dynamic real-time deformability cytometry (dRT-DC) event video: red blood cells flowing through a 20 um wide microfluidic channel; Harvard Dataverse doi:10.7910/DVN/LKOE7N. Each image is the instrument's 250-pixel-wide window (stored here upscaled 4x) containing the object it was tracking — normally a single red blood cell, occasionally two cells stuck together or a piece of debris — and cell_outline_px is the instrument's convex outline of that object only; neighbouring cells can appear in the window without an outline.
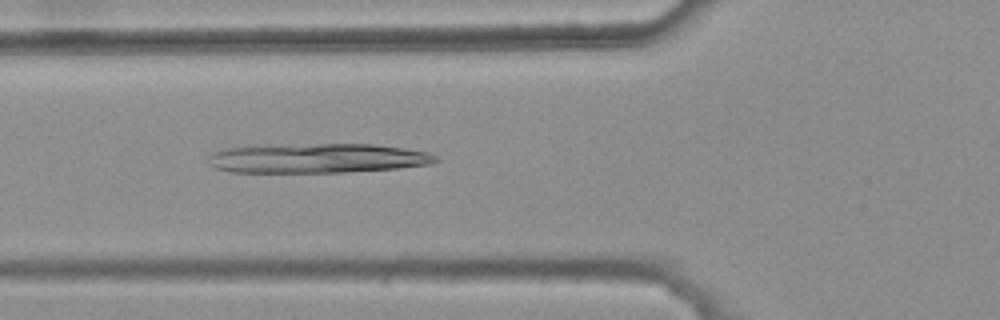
{"species": "common noctule bat (a hibernating species)", "species_latin": "Nyctalus noctula", "temperature_condition": "warm", "stored_images_in_passage": 46, "camera_frame_rate_fps": 3000, "um_per_image_px": 0.085, "animal": {"sex": "female", "body_mass_g": 25.1}, "frame": {"image": 1, "passage_image": 19, "time_ms": 6.0, "image_size_px": [1000, 320], "cell_outline_px": [[440, 160], [428, 164], [396, 168], [344, 172], [232, 172], [212, 168], [208, 164], [208, 156], [212, 152], [224, 148], [268, 144], [372, 144], [404, 148], [428, 152], [436, 156]], "centroid_in_image_um": [26.88, 13.44], "position_along_channel_um": 98.9, "area_um2": 39.54}}
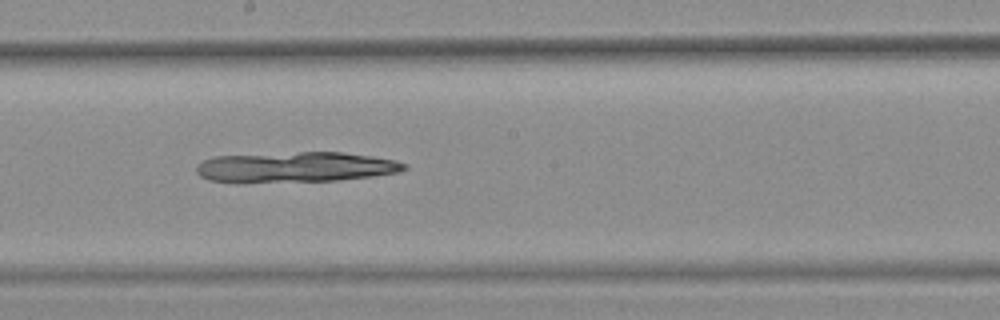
{"frame": {"image": 2, "passage_image": 29, "time_ms": 9.333, "image_size_px": [1000, 320], "cell_outline_px": [[408, 168], [400, 172], [372, 176], [336, 180], [240, 184], [208, 180], [200, 176], [196, 172], [196, 164], [204, 160], [216, 156], [300, 152], [344, 152], [372, 156], [396, 160], [408, 164]], "centroid_in_image_um": [25.08, 14.22], "position_along_channel_um": 223.1, "area_um2": 37.51}}
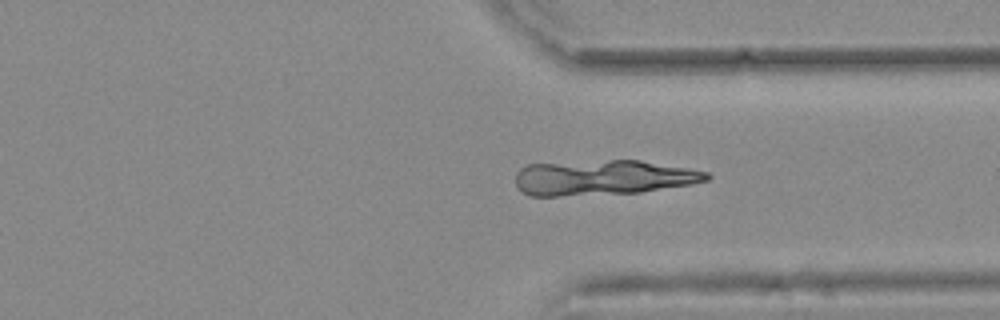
{"frame": {"image": 3, "passage_image": 40, "time_ms": 13.0, "image_size_px": [1000, 320], "cell_outline_px": [[712, 176], [708, 180], [692, 184], [640, 192], [560, 196], [528, 196], [520, 192], [516, 184], [516, 172], [520, 168], [528, 164], [608, 160], [640, 160], [688, 168], [708, 172]], "centroid_in_image_um": [51.24, 15.1], "position_along_channel_um": 360.2, "area_um2": 39.3}}